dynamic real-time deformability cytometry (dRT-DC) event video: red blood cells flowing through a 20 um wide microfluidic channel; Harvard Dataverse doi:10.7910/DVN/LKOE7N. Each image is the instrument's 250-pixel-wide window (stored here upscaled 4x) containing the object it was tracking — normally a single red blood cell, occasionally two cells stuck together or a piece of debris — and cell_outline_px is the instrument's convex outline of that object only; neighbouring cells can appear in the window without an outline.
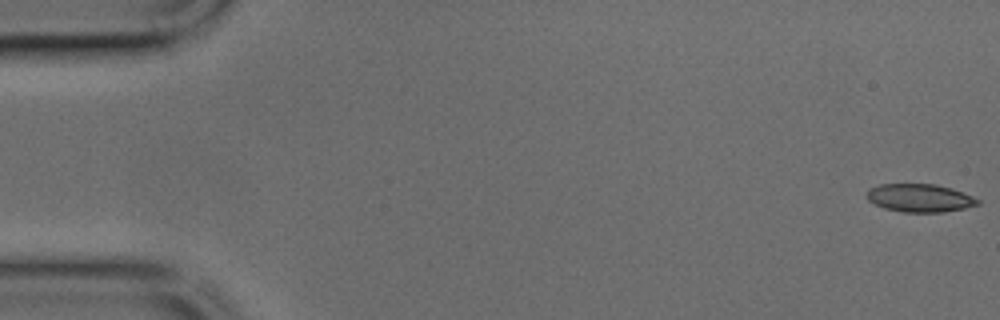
{"species": "common noctule bat (a hibernating species)", "species_latin": "Nyctalus noctula", "temperature_condition": "cold", "stored_images_in_passage": 45, "camera_frame_rate_fps": 3000, "um_per_image_px": 0.085, "animal": {"sex": "male", "body_mass_g": 17.9, "forearm_length_mm": 54.2}, "frame": {"image": 1, "passage_image": 1, "time_ms": 0.0, "image_size_px": [1000, 320], "cell_outline_px": [[980, 204], [964, 208], [944, 212], [904, 212], [884, 208], [868, 200], [868, 188], [880, 184], [936, 184], [952, 188], [972, 196], [980, 200]], "centroid_in_image_um": [78.2, 16.82], "position_along_channel_um": 6.8, "area_um2": 18.09}}
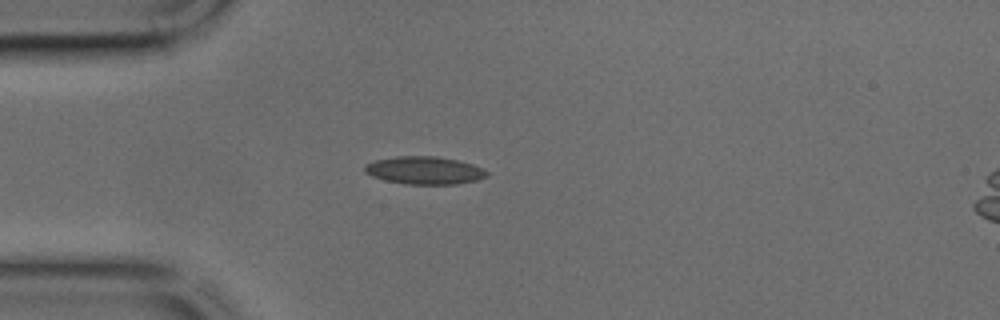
{"frame": {"image": 2, "passage_image": 12, "time_ms": 3.667, "image_size_px": [1000, 320], "cell_outline_px": [[488, 176], [476, 180], [456, 184], [404, 184], [384, 180], [372, 176], [364, 172], [364, 164], [376, 160], [396, 156], [436, 156], [456, 160], [472, 164], [488, 172]], "centroid_in_image_um": [36.03, 14.48], "position_along_channel_um": 49.0, "area_um2": 19.71}}
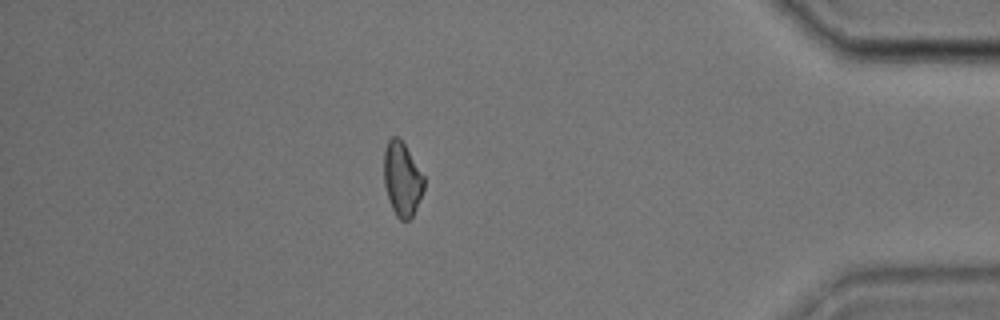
{"frame": {"image": 3, "passage_image": 39, "time_ms": 12.667, "image_size_px": [1000, 320], "cell_outline_px": [[424, 188], [416, 208], [412, 216], [408, 220], [400, 220], [396, 216], [388, 200], [384, 184], [384, 148], [388, 140], [392, 136], [396, 136], [404, 144], [424, 176]], "centroid_in_image_um": [34.16, 15.23], "position_along_channel_um": 401.0, "area_um2": 17.17}}